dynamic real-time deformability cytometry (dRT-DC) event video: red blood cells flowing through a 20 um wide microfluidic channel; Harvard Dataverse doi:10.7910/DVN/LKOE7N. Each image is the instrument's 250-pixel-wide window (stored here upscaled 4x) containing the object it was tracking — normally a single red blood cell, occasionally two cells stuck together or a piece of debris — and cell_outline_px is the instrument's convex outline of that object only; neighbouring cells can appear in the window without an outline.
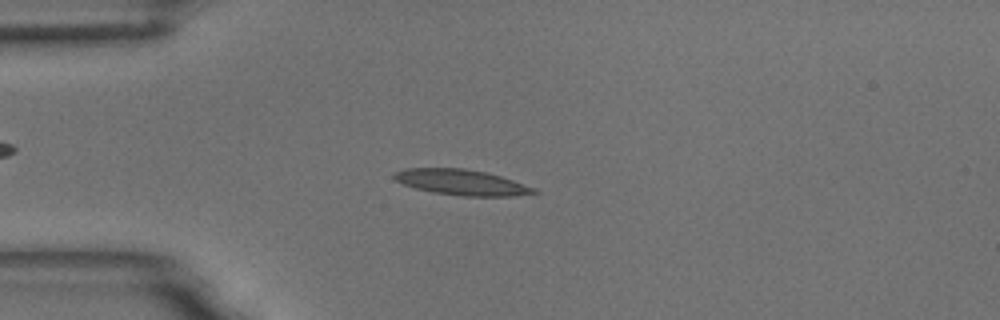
{"species": "common noctule bat (a hibernating species)", "species_latin": "Nyctalus noctula", "temperature_condition": "room temperature", "stored_images_in_passage": 56, "camera_frame_rate_fps": 3000, "um_per_image_px": 0.085, "animal": {"sex": "male", "body_mass_g": 18.8}, "frame": {"image": 1, "passage_image": 14, "time_ms": 4.333, "image_size_px": [1000, 320], "cell_outline_px": [[540, 192], [516, 196], [464, 196], [432, 192], [416, 188], [404, 184], [396, 180], [392, 176], [396, 172], [404, 168], [464, 168], [488, 172], [536, 188]], "centroid_in_image_um": [39.26, 15.49], "position_along_channel_um": 45.7, "area_um2": 20.81}}
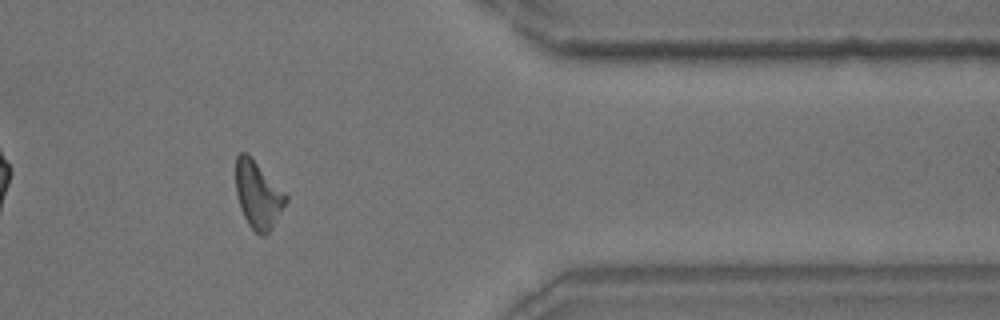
{"frame": {"image": 2, "passage_image": 46, "time_ms": 15.0, "image_size_px": [1000, 320], "cell_outline_px": [[288, 200], [268, 232], [264, 236], [260, 236], [248, 224], [240, 208], [236, 192], [236, 156], [240, 152], [248, 152], [288, 196]], "centroid_in_image_um": [21.91, 16.52], "position_along_channel_um": 389.5, "area_um2": 19.48}}
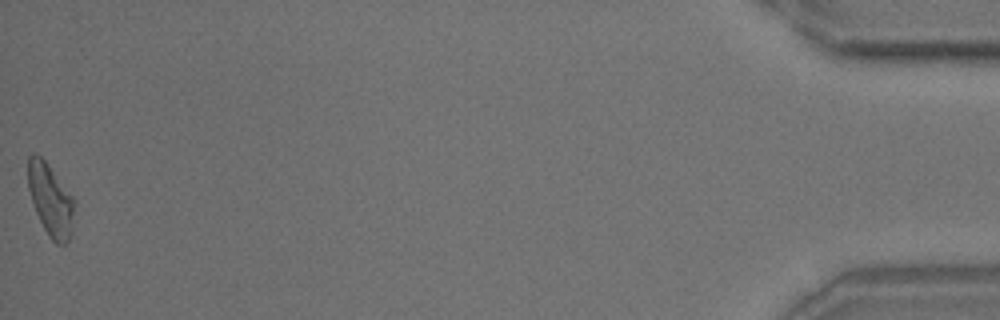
{"frame": {"image": 3, "passage_image": 56, "time_ms": 18.333, "image_size_px": [1000, 320], "cell_outline_px": [[76, 200], [72, 232], [68, 240], [64, 244], [56, 244], [48, 236], [36, 212], [28, 188], [28, 156], [32, 152], [36, 152], [48, 164]], "centroid_in_image_um": [4.32, 16.98], "position_along_channel_um": 430.9, "area_um2": 19.65}, "authors_computed_cell_mechanics": {"area_um2": 19.5942, "velocity_mm_per_s": 3.5708, "shape_relaxation_time_tau1_ms": null, "shape_relaxation_time_tau2_ms": 6.8729, "deformation_change_tau1": null, "deformation_change_tau2": 0.188}}